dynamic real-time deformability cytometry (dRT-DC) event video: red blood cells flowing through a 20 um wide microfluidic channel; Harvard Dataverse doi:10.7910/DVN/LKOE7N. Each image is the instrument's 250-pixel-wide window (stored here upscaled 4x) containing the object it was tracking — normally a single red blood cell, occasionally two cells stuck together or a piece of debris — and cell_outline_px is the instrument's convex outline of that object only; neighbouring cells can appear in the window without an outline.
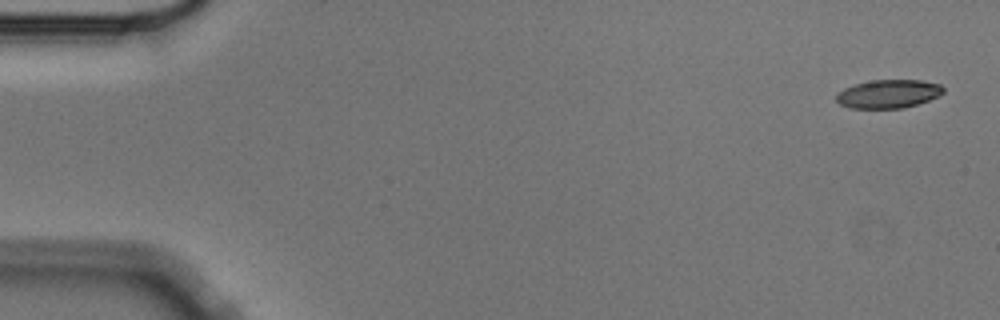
{"species": "Egyptian fruit bat (a non-hibernating species)", "species_latin": "Rousettus aegyptiacus", "temperature_condition": "cold", "stored_images_in_passage": 5, "camera_frame_rate_fps": 3000, "um_per_image_px": 0.085, "animal": {"sex": "male"}, "frame": {"image": 1, "passage_image": 1, "time_ms": 0.0, "image_size_px": [1000, 320], "cell_outline_px": [[944, 92], [940, 96], [904, 108], [848, 108], [840, 104], [836, 100], [836, 92], [844, 88], [856, 84], [872, 80], [920, 80], [940, 84], [944, 88]], "centroid_in_image_um": [75.5, 7.98], "position_along_channel_um": 9.5, "area_um2": 17.8}}
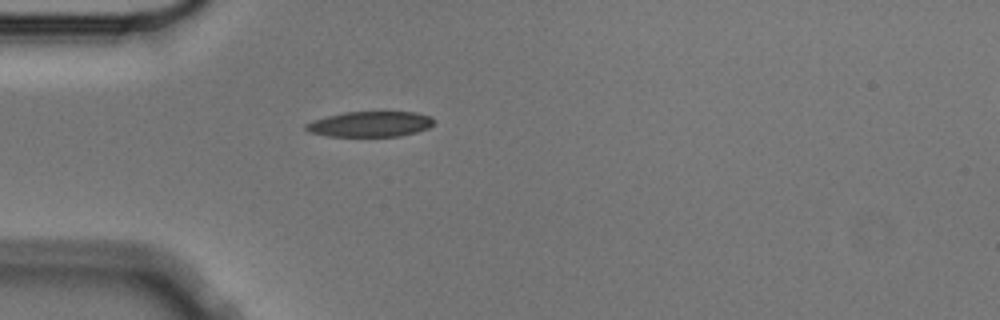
{"frame": {"image": 2, "passage_image": 5, "time_ms": 1.333, "image_size_px": [1000, 320], "cell_outline_px": [[432, 124], [428, 128], [416, 132], [400, 136], [328, 136], [312, 132], [304, 128], [304, 124], [312, 120], [344, 112], [412, 112], [432, 116]], "centroid_in_image_um": [31.45, 10.54], "position_along_channel_um": 53.6, "area_um2": 18.79}}